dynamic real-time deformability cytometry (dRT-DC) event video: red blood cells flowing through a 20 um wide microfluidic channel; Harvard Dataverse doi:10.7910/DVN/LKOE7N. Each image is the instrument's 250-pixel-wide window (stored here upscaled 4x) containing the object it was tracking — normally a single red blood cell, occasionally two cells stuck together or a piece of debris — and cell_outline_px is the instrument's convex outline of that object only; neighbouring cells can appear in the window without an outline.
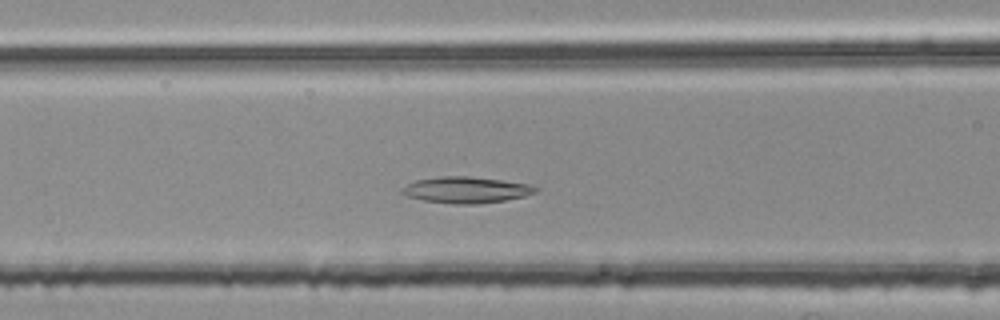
{"species": "common noctule bat (a hibernating species)", "species_latin": "Nyctalus noctula", "temperature_condition": "room temperature", "stored_images_in_passage": 43, "camera_frame_rate_fps": 3000, "um_per_image_px": 0.085, "animal": {"sex": "female", "body_mass_g": 25.1}, "frame": {"image": 1, "passage_image": 15, "time_ms": 4.667, "image_size_px": [1000, 320], "cell_outline_px": [[540, 188], [536, 192], [524, 196], [504, 200], [480, 204], [452, 204], [424, 200], [408, 196], [400, 192], [400, 188], [416, 180], [440, 176], [468, 176], [500, 180], [528, 184]], "centroid_in_image_um": [39.61, 16.14], "position_along_channel_um": 127.0, "area_um2": 20.35}}
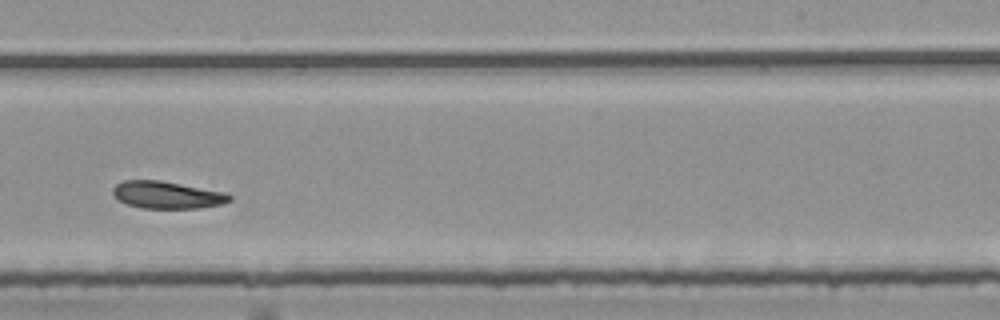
{"frame": {"image": 2, "passage_image": 27, "time_ms": 8.667, "image_size_px": [1000, 320], "cell_outline_px": [[232, 200], [224, 204], [200, 208], [140, 208], [128, 204], [120, 200], [112, 192], [112, 188], [116, 184], [124, 180], [160, 180], [228, 192], [232, 196]], "centroid_in_image_um": [14.27, 16.56], "position_along_channel_um": 274.7, "area_um2": 18.73}}
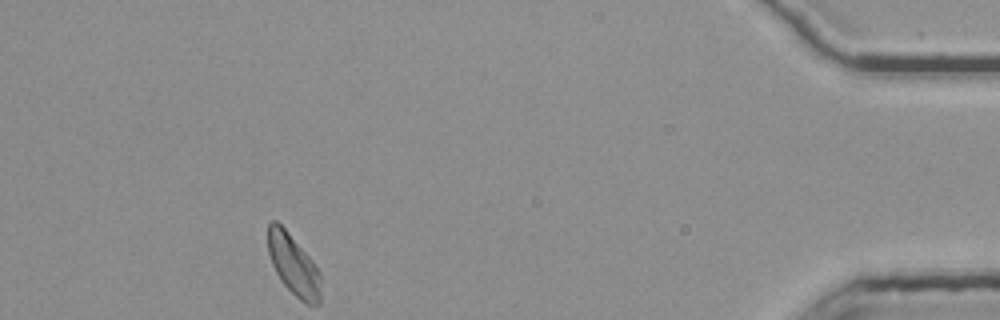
{"frame": {"image": 3, "passage_image": 43, "time_ms": 14.0, "image_size_px": [1000, 320], "cell_outline_px": [[320, 304], [304, 304], [280, 280], [272, 264], [268, 252], [268, 224], [272, 220], [276, 220], [284, 228], [312, 260], [320, 272]], "centroid_in_image_um": [24.94, 22.52], "position_along_channel_um": 410.3, "area_um2": 18.5}}